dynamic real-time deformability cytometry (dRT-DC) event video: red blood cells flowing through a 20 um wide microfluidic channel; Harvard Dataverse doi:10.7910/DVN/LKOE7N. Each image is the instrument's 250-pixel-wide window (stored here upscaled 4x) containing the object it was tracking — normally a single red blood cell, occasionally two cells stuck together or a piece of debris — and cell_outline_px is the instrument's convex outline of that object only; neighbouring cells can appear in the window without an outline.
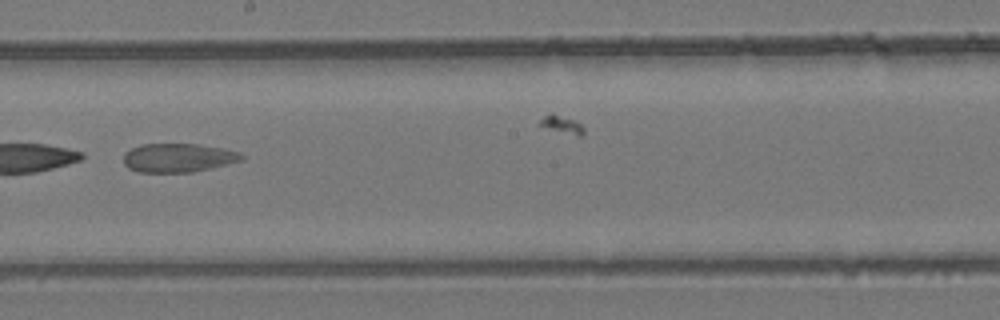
{"species": "common noctule bat (a hibernating species)", "species_latin": "Nyctalus noctula", "temperature_condition": "room temperature", "stored_images_in_passage": 26, "camera_frame_rate_fps": 3000, "um_per_image_px": 0.085, "animal": {"sex": "female", "body_mass_g": 24.6, "forearm_length_mm": 56.2}, "frame": {"image": 1, "passage_image": 15, "time_ms": 4.667, "image_size_px": [1000, 320], "cell_outline_px": [[244, 160], [192, 172], [140, 172], [128, 168], [124, 164], [124, 152], [140, 144], [200, 144], [240, 152], [244, 156]], "centroid_in_image_um": [15.13, 13.41], "position_along_channel_um": 233.1, "area_um2": 19.77}}